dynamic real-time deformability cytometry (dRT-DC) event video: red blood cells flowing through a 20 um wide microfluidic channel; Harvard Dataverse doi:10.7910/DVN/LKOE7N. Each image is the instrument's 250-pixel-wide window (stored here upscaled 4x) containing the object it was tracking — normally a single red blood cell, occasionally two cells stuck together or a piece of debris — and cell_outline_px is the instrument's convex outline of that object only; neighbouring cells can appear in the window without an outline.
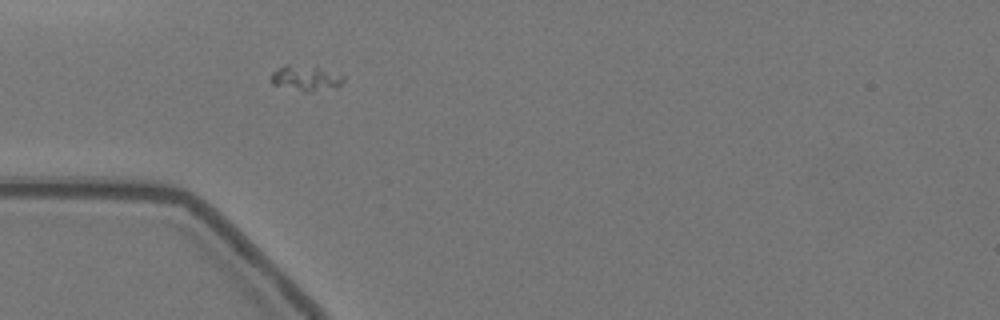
{"species": "Egyptian fruit bat (a non-hibernating species)", "species_latin": "Rousettus aegyptiacus", "temperature_condition": "warm", "stored_images_in_passage": 46, "camera_frame_rate_fps": 3000, "um_per_image_px": 0.085, "animal": {"sex": "female"}, "frame": {"image": 1, "passage_image": 7, "time_ms": 2.0, "image_size_px": [1000, 320], "cell_outline_px": [[344, 80], [336, 88], [312, 92], [304, 92], [272, 84], [272, 72], [284, 64], [288, 64], [316, 68], [344, 76]], "centroid_in_image_um": [25.97, 6.67], "position_along_channel_um": 59.0, "area_um2": 10.46}}